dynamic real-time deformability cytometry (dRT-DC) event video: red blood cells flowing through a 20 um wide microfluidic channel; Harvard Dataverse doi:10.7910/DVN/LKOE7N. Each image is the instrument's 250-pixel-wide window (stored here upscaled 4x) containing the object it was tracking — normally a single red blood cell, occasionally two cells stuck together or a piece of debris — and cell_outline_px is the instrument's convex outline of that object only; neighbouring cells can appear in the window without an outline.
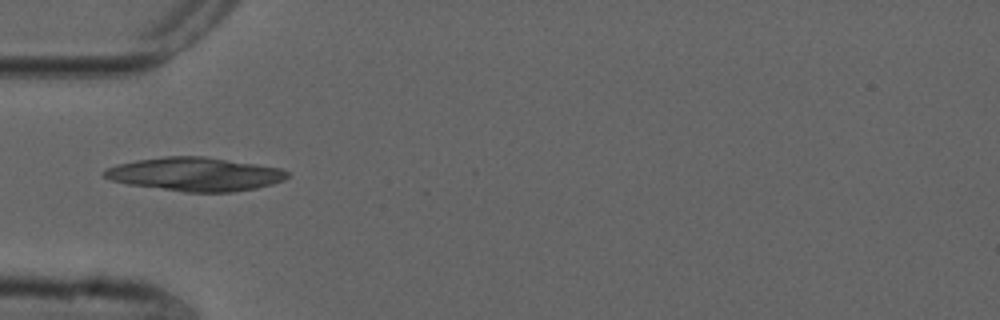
{"species": "common noctule bat (a hibernating species)", "species_latin": "Nyctalus noctula", "temperature_condition": "cold", "stored_images_in_passage": 7, "camera_frame_rate_fps": 3000, "um_per_image_px": 0.085, "animal": {"sex": "male", "forearm_length_mm": 52.5}, "frame": {"image": 1, "passage_image": 1, "time_ms": 0.0, "image_size_px": [1000, 320], "cell_outline_px": [[284, 176], [276, 180], [248, 188], [216, 192], [208, 192], [144, 184], [124, 180], [116, 172], [116, 168], [128, 164], [148, 160], [208, 160], [268, 168], [280, 172]], "centroid_in_image_um": [16.78, 14.86], "position_along_channel_um": 68.2, "area_um2": 27.92}}
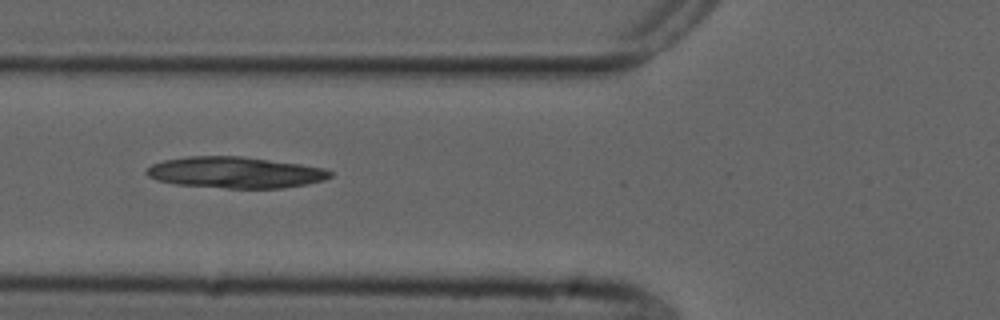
{"frame": {"image": 2, "passage_image": 4, "time_ms": 1.0, "image_size_px": [1000, 320], "cell_outline_px": [[328, 176], [316, 180], [296, 184], [268, 188], [244, 188], [188, 184], [164, 180], [148, 172], [156, 164], [172, 160], [216, 156], [260, 160], [288, 164], [312, 168], [328, 172]], "centroid_in_image_um": [19.95, 14.67], "position_along_channel_um": 105.8, "area_um2": 29.02}}